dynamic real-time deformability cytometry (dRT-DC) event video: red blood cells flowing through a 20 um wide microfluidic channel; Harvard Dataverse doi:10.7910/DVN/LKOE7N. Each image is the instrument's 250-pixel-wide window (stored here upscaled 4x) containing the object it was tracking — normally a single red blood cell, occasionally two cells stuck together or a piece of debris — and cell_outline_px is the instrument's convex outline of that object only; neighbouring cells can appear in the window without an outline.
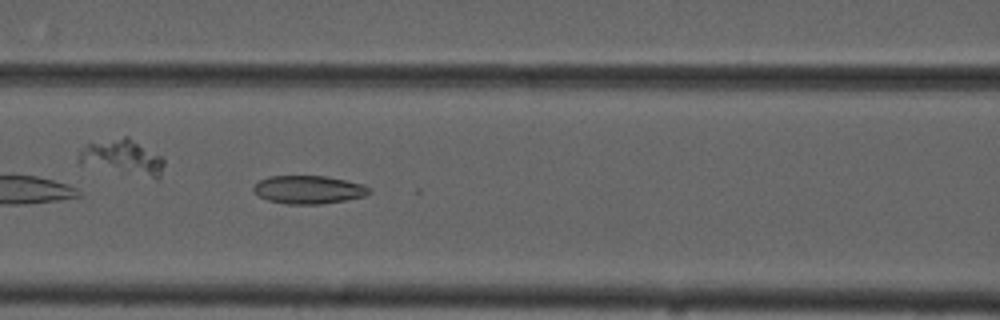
{"species": "common noctule bat (a hibernating species)", "species_latin": "Nyctalus noctula", "temperature_condition": "cold", "stored_images_in_passage": 16, "camera_frame_rate_fps": 3000, "um_per_image_px": 0.085, "animal": {"sex": "male", "forearm_length_mm": 52.5}, "frame": {"image": 1, "passage_image": 7, "time_ms": 2.0, "image_size_px": [1000, 320], "cell_outline_px": [[372, 192], [364, 196], [344, 200], [320, 204], [288, 204], [268, 200], [260, 196], [252, 188], [260, 180], [268, 176], [324, 176], [364, 184], [372, 188]], "centroid_in_image_um": [26.26, 16.12], "position_along_channel_um": 140.3, "area_um2": 18.84}}